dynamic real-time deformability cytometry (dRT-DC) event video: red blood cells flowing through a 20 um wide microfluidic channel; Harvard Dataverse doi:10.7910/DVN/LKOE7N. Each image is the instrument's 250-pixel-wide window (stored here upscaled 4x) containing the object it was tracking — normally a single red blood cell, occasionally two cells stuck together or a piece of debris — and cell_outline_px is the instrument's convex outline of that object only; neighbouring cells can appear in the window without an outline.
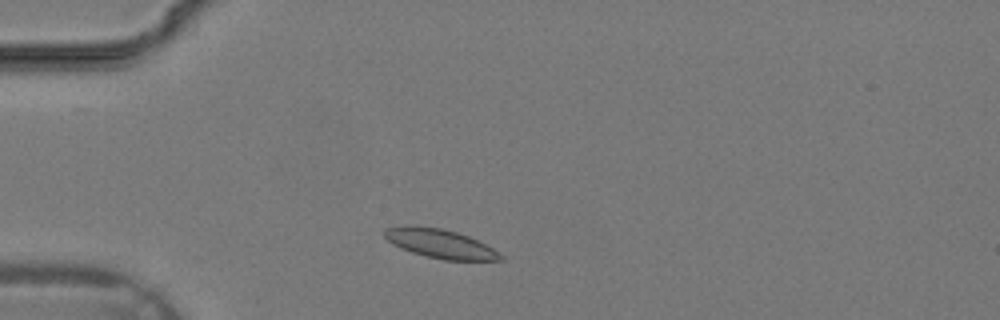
{"species": "common noctule bat (a hibernating species)", "species_latin": "Nyctalus noctula", "temperature_condition": "warm", "stored_images_in_passage": 30, "camera_frame_rate_fps": 3000, "um_per_image_px": 0.085, "animal": {"sex": "male", "body_mass_g": 19.2, "forearm_length_mm": 51.8}, "frame": {"image": 1, "passage_image": 4, "time_ms": 1.0, "image_size_px": [1000, 320], "cell_outline_px": [[504, 260], [444, 260], [412, 252], [392, 244], [384, 236], [384, 228], [412, 224], [416, 224], [440, 228], [456, 232], [468, 236], [492, 248], [504, 256]], "centroid_in_image_um": [37.38, 20.69], "position_along_channel_um": 47.6, "area_um2": 19.54}}
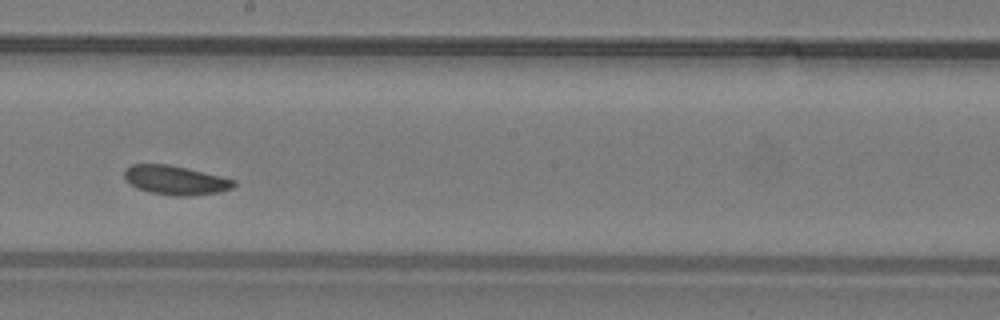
{"frame": {"image": 2, "passage_image": 15, "time_ms": 4.667, "image_size_px": [1000, 320], "cell_outline_px": [[236, 184], [232, 188], [220, 192], [192, 196], [176, 196], [152, 192], [140, 188], [124, 180], [124, 168], [132, 164], [168, 164], [220, 176], [236, 180]], "centroid_in_image_um": [14.92, 15.31], "position_along_channel_um": 233.3, "area_um2": 18.44}}
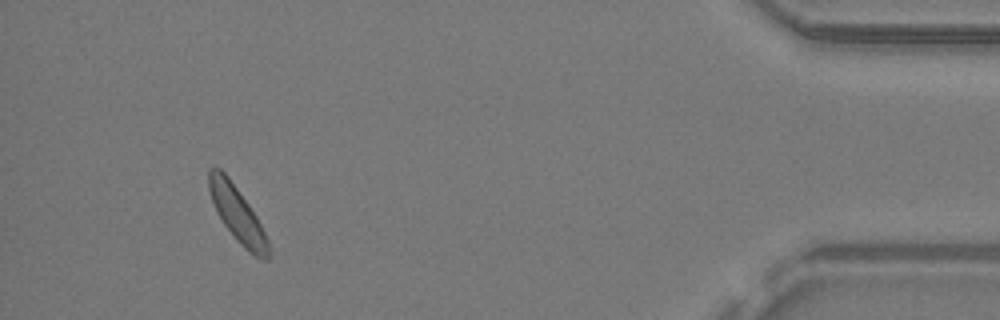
{"frame": {"image": 3, "passage_image": 28, "time_ms": 9.0, "image_size_px": [1000, 320], "cell_outline_px": [[268, 260], [264, 260], [256, 256], [244, 248], [240, 244], [224, 224], [212, 200], [208, 188], [208, 168], [220, 168], [228, 176], [248, 204], [256, 216], [268, 240]], "centroid_in_image_um": [20.15, 18.18], "position_along_channel_um": 415.0, "area_um2": 18.55}}